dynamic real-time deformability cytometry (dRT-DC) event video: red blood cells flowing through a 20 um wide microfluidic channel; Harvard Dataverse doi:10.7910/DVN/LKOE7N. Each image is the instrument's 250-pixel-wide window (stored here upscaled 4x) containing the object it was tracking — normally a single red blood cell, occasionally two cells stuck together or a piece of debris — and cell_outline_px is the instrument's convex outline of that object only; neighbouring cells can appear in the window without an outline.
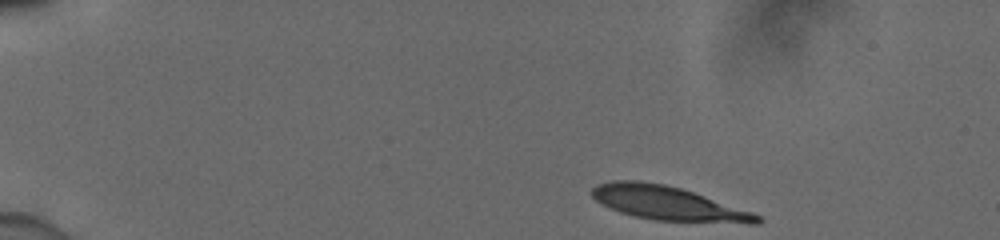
{"species": "human", "species_latin": "Homo sapiens", "temperature_condition": "cold", "stored_images_in_passage": 46, "camera_frame_rate_fps": 3000, "um_per_image_px": 0.085, "donor": {"sex": "male"}, "frame": {"image": 1, "passage_image": 1, "time_ms": 0.0, "image_size_px": [1000, 240], "cell_outline_px": [[764, 220], [760, 224], [748, 224], [652, 220], [632, 216], [608, 208], [600, 204], [592, 196], [592, 188], [596, 184], [612, 180], [636, 180], [664, 184], [680, 188], [752, 212], [760, 216]], "centroid_in_image_um": [56.76, 17.3], "position_along_channel_um": 28.2, "area_um2": 32.89}}
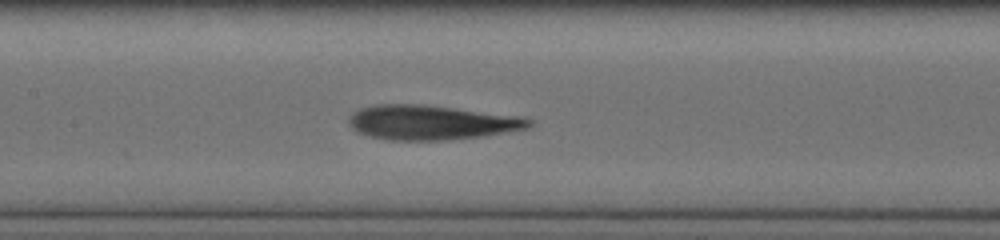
{"frame": {"image": 2, "passage_image": 20, "time_ms": 6.333, "image_size_px": [1000, 240], "cell_outline_px": [[532, 124], [528, 128], [484, 136], [452, 140], [388, 140], [368, 136], [356, 132], [348, 124], [348, 116], [352, 112], [360, 108], [376, 104], [424, 104], [524, 116], [532, 120]], "centroid_in_image_um": [36.65, 10.4], "position_along_channel_um": 170.8, "area_um2": 36.93}}
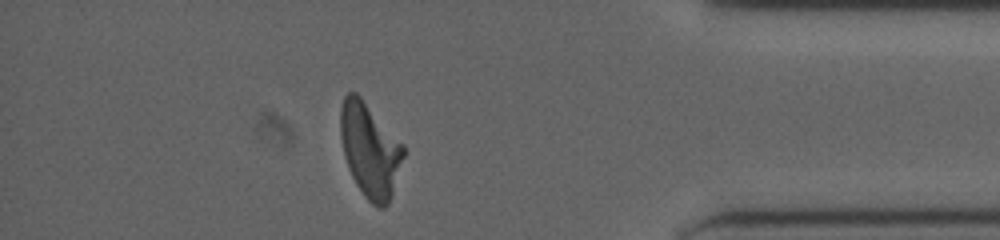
{"frame": {"image": 3, "passage_image": 40, "time_ms": 13.0, "image_size_px": [1000, 240], "cell_outline_px": [[404, 156], [388, 204], [384, 208], [380, 208], [372, 204], [364, 196], [356, 184], [348, 168], [344, 156], [340, 136], [340, 108], [344, 96], [348, 92], [356, 92], [360, 96], [404, 144]], "centroid_in_image_um": [31.43, 12.74], "position_along_channel_um": 403.8, "area_um2": 34.45}, "authors_computed_cell_mechanics": {"area_um2": 34.969, "velocity_mm_per_s": 3.8986, "shape_relaxation_time_tau1_ms": 9.1184, "shape_relaxation_time_tau2_ms": 4.4243, "deformation_change_tau1": 0.2666, "deformation_change_tau2": 0.1441}}